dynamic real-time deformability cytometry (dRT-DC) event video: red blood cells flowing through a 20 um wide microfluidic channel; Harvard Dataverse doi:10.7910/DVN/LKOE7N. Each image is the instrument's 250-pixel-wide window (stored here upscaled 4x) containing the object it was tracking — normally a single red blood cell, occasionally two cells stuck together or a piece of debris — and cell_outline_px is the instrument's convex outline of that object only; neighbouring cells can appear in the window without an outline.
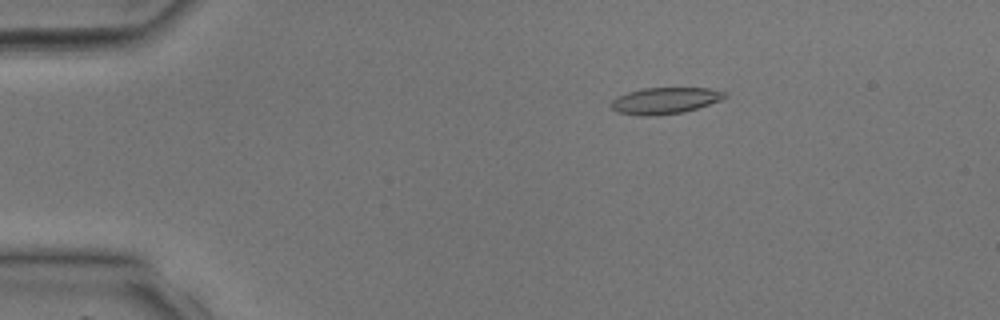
{"species": "common noctule bat (a hibernating species)", "species_latin": "Nyctalus noctula", "temperature_condition": "room temperature", "stored_images_in_passage": 39, "camera_frame_rate_fps": 3000, "um_per_image_px": 0.085, "animal": {"sex": "male", "body_mass_g": 17.9, "forearm_length_mm": 54.2}, "frame": {"image": 1, "passage_image": 7, "time_ms": 2.0, "image_size_px": [1000, 320], "cell_outline_px": [[728, 96], [720, 100], [684, 112], [656, 116], [640, 116], [616, 112], [608, 104], [612, 100], [628, 92], [644, 88], [708, 88], [728, 92]], "centroid_in_image_um": [56.51, 8.56], "position_along_channel_um": 28.5, "area_um2": 17.57}}
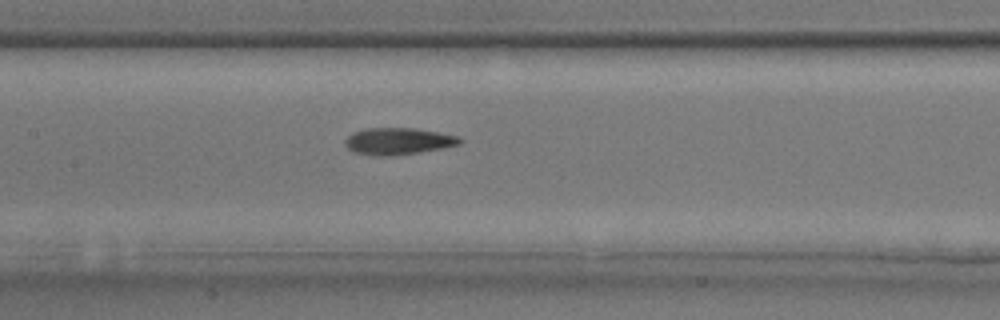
{"frame": {"image": 2, "passage_image": 19, "time_ms": 6.0, "image_size_px": [1000, 320], "cell_outline_px": [[464, 140], [460, 144], [444, 148], [392, 156], [376, 156], [352, 152], [344, 144], [344, 140], [352, 132], [364, 128], [416, 128], [460, 136]], "centroid_in_image_um": [33.84, 12.0], "position_along_channel_um": 173.6, "area_um2": 18.21}}
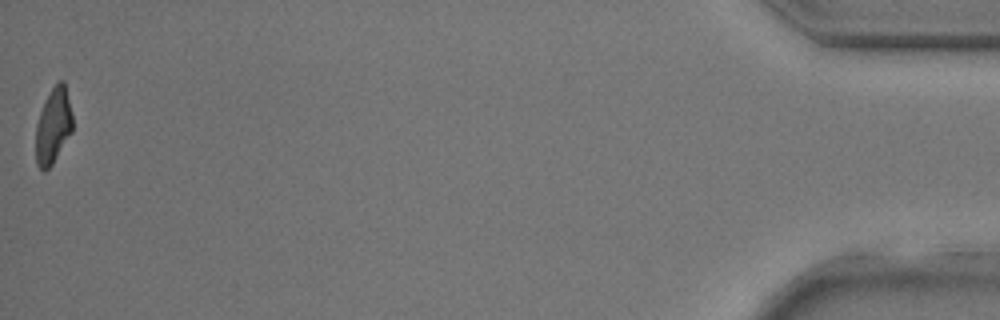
{"frame": {"image": 3, "passage_image": 39, "time_ms": 12.667, "image_size_px": [1000, 320], "cell_outline_px": [[72, 132], [52, 164], [44, 172], [36, 164], [36, 124], [40, 112], [52, 88], [60, 80], [64, 80], [72, 112]], "centroid_in_image_um": [4.53, 10.71], "position_along_channel_um": 430.7, "area_um2": 16.01}}